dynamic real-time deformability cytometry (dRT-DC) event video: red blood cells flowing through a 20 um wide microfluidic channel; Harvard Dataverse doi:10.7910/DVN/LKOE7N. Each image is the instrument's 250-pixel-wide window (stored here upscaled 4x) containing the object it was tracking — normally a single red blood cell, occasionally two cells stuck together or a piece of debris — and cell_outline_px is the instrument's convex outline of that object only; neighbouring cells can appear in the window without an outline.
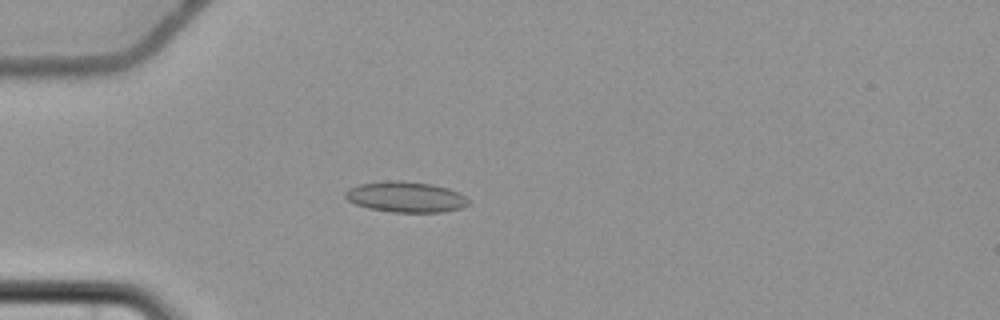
{"species": "common noctule bat (a hibernating species)", "species_latin": "Nyctalus noctula", "temperature_condition": "cold", "stored_images_in_passage": 58, "camera_frame_rate_fps": 3000, "um_per_image_px": 0.085, "animal": {"sex": "female", "body_mass_g": 22.7, "forearm_length_mm": 54.2}, "frame": {"image": 1, "passage_image": 18, "time_ms": 5.667, "image_size_px": [1000, 320], "cell_outline_px": [[472, 200], [468, 204], [460, 208], [440, 212], [392, 212], [368, 208], [356, 204], [348, 200], [344, 196], [344, 192], [348, 188], [360, 184], [392, 180], [400, 180], [432, 184], [448, 188], [460, 192]], "centroid_in_image_um": [34.51, 16.73], "position_along_channel_um": 50.5, "area_um2": 22.14}}
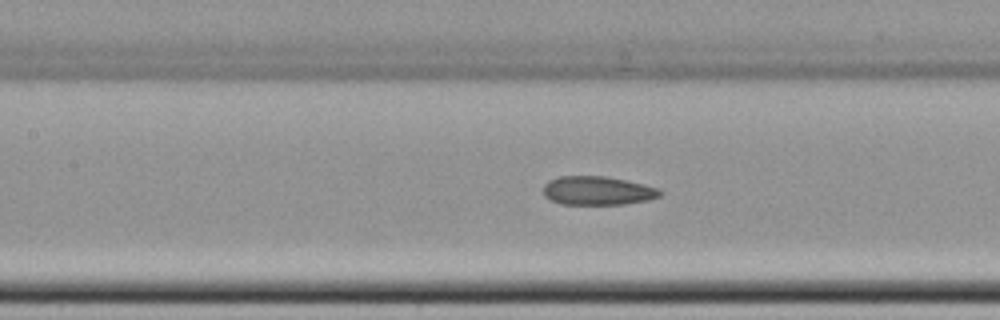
{"frame": {"image": 2, "passage_image": 28, "time_ms": 9.0, "image_size_px": [1000, 320], "cell_outline_px": [[664, 192], [660, 196], [648, 200], [624, 204], [560, 204], [544, 196], [544, 184], [548, 180], [560, 176], [604, 176], [644, 184], [660, 188]], "centroid_in_image_um": [50.81, 16.2], "position_along_channel_um": 156.6, "area_um2": 19.59}}
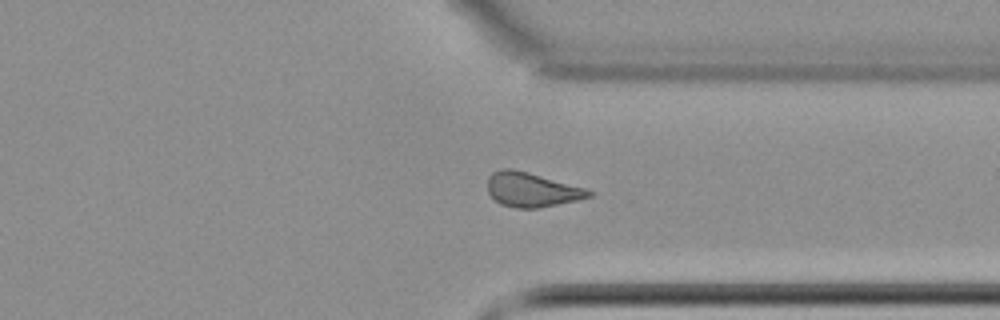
{"frame": {"image": 3, "passage_image": 45, "time_ms": 14.667, "image_size_px": [1000, 320], "cell_outline_px": [[592, 196], [576, 200], [536, 208], [516, 208], [500, 204], [488, 192], [488, 176], [492, 172], [500, 168], [512, 168], [528, 172], [584, 188], [592, 192]], "centroid_in_image_um": [45.14, 16.11], "position_along_channel_um": 366.3, "area_um2": 20.0}, "authors_computed_cell_mechanics": {"area_um2": 20.2589, "velocity_mm_per_s": 3.6923, "shape_relaxation_time_tau1_ms": null, "shape_relaxation_time_tau2_ms": 2.8834, "deformation_change_tau1": null, "deformation_change_tau2": 0.0925}}